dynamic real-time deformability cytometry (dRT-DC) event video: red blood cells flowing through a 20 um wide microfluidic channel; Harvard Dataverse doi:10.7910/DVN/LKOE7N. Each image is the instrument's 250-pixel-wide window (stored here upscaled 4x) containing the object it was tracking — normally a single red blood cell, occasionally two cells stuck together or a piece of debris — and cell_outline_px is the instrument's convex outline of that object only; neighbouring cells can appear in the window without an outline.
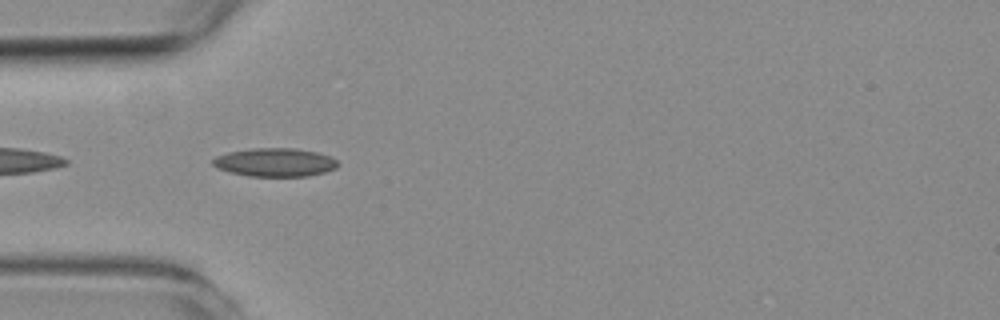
{"species": "common noctule bat (a hibernating species)", "species_latin": "Nyctalus noctula", "temperature_condition": "room temperature", "stored_images_in_passage": 9, "camera_frame_rate_fps": 3000, "um_per_image_px": 0.085, "animal": {"sex": "female", "body_mass_g": 19.3, "forearm_length_mm": 54.1}, "frame": {"image": 1, "passage_image": 2, "time_ms": 0.333, "image_size_px": [1000, 320], "cell_outline_px": [[340, 164], [336, 168], [324, 172], [308, 176], [248, 176], [228, 172], [216, 168], [212, 164], [212, 160], [216, 156], [228, 152], [252, 148], [296, 148], [316, 152], [328, 156], [336, 160]], "centroid_in_image_um": [23.34, 13.8], "position_along_channel_um": 61.7, "area_um2": 20.81}}
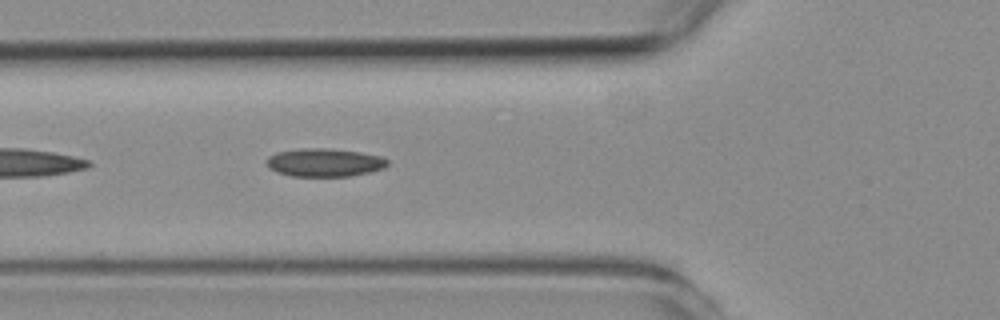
{"frame": {"image": 2, "passage_image": 5, "time_ms": 1.333, "image_size_px": [1000, 320], "cell_outline_px": [[388, 164], [384, 168], [368, 172], [348, 176], [292, 176], [276, 172], [268, 168], [268, 156], [276, 152], [300, 148], [328, 148], [360, 152], [380, 156], [388, 160]], "centroid_in_image_um": [27.56, 13.8], "position_along_channel_um": 98.2, "area_um2": 19.83}}
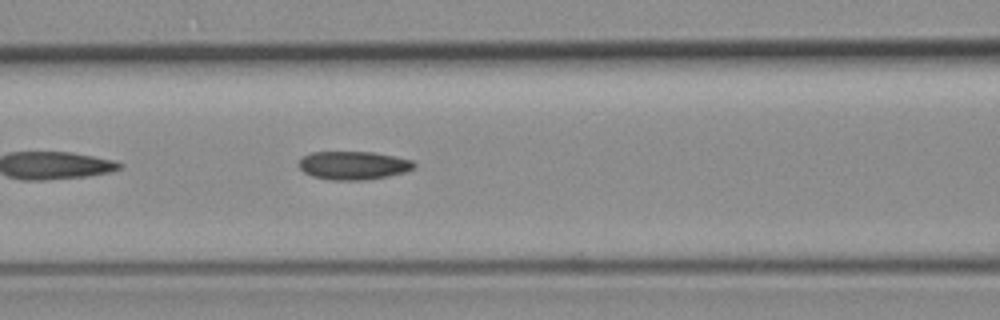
{"frame": {"image": 3, "passage_image": 8, "time_ms": 2.333, "image_size_px": [1000, 320], "cell_outline_px": [[416, 168], [404, 172], [388, 176], [364, 180], [332, 180], [312, 176], [304, 172], [296, 164], [304, 156], [312, 152], [376, 152], [396, 156], [412, 160], [416, 164]], "centroid_in_image_um": [30.06, 14.05], "position_along_channel_um": 136.5, "area_um2": 19.19}}